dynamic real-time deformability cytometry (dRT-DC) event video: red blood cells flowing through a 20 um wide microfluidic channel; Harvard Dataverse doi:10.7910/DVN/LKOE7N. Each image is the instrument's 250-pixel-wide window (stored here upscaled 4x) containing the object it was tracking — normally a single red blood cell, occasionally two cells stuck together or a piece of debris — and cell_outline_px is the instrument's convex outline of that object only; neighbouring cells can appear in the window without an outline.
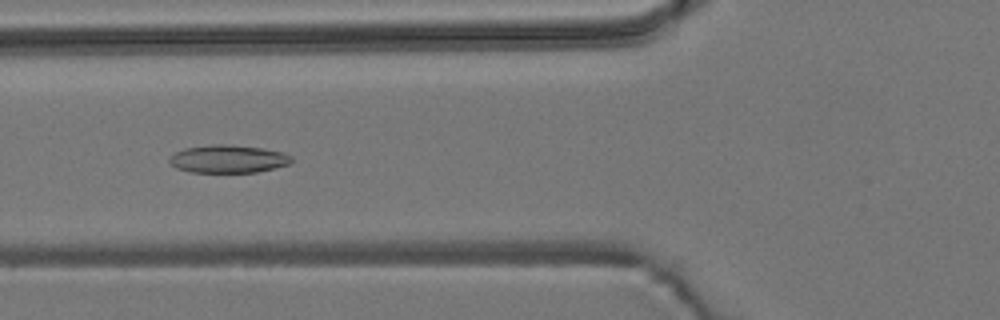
{"species": "common noctule bat (a hibernating species)", "species_latin": "Nyctalus noctula", "temperature_condition": "room temperature", "stored_images_in_passage": 33, "camera_frame_rate_fps": 3000, "um_per_image_px": 0.085, "animal": {"sex": "male", "body_mass_g": 19.2, "forearm_length_mm": 51.8}, "frame": {"image": 1, "passage_image": 7, "time_ms": 2.0, "image_size_px": [1000, 320], "cell_outline_px": [[292, 160], [288, 164], [276, 168], [256, 172], [192, 172], [176, 168], [168, 160], [168, 156], [184, 148], [208, 144], [232, 144], [264, 148], [284, 152], [292, 156]], "centroid_in_image_um": [19.39, 13.49], "position_along_channel_um": 106.4, "area_um2": 20.11}}
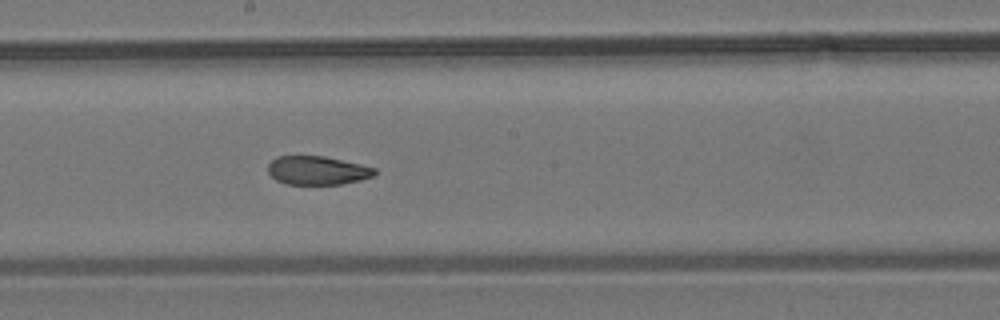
{"frame": {"image": 2, "passage_image": 16, "time_ms": 5.0, "image_size_px": [1000, 320], "cell_outline_px": [[376, 176], [360, 180], [340, 184], [284, 184], [276, 180], [268, 172], [268, 164], [276, 156], [324, 156], [360, 164], [376, 168]], "centroid_in_image_um": [26.98, 14.49], "position_along_channel_um": 221.2, "area_um2": 17.86}}
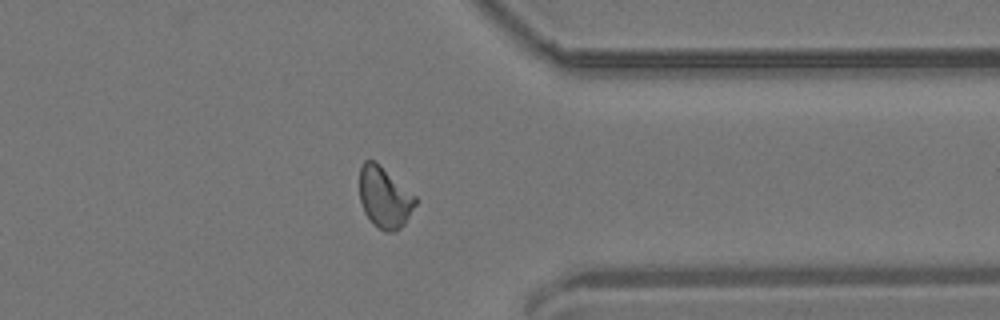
{"frame": {"image": 3, "passage_image": 29, "time_ms": 9.333, "image_size_px": [1000, 320], "cell_outline_px": [[416, 204], [404, 224], [396, 232], [384, 232], [372, 224], [364, 212], [360, 200], [360, 164], [364, 160], [376, 160], [416, 196]], "centroid_in_image_um": [32.67, 16.77], "position_along_channel_um": 378.7, "area_um2": 20.17}, "authors_computed_cell_mechanics": {"area_um2": 19.4208, "velocity_mm_per_s": 3.8174, "shape_relaxation_time_tau1_ms": 6.4466, "shape_relaxation_time_tau2_ms": 2.6005, "deformation_change_tau1": 0.1632, "deformation_change_tau2": 0.0776}}